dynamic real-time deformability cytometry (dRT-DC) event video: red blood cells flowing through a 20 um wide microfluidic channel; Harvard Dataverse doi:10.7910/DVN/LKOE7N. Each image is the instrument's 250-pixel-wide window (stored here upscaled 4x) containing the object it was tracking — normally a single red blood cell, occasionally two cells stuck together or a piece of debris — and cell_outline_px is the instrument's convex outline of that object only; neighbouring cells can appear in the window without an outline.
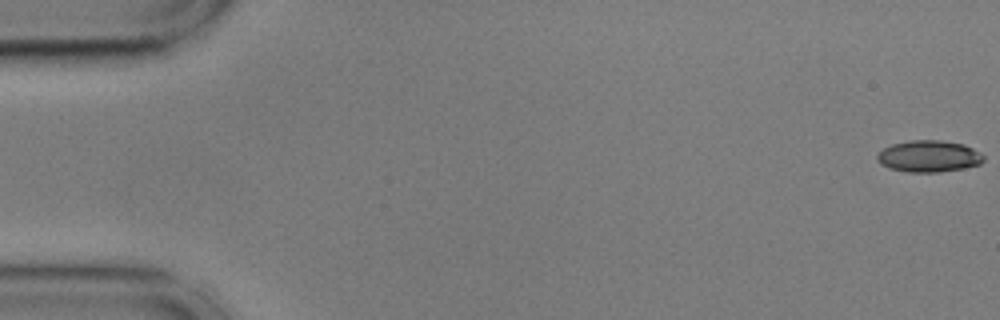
{"species": "common noctule bat (a hibernating species)", "species_latin": "Nyctalus noctula", "temperature_condition": "cold", "stored_images_in_passage": 12, "camera_frame_rate_fps": 3000, "um_per_image_px": 0.085, "animal": {"sex": "male", "body_mass_g": 17.9, "forearm_length_mm": 54.2}, "frame": {"image": 1, "passage_image": 1, "time_ms": 0.0, "image_size_px": [1000, 320], "cell_outline_px": [[984, 160], [980, 164], [964, 168], [940, 172], [908, 172], [888, 168], [880, 164], [876, 160], [876, 156], [884, 148], [892, 144], [912, 140], [940, 140], [964, 144], [980, 152], [984, 156]], "centroid_in_image_um": [78.95, 13.29], "position_along_channel_um": 6.1, "area_um2": 19.71}}